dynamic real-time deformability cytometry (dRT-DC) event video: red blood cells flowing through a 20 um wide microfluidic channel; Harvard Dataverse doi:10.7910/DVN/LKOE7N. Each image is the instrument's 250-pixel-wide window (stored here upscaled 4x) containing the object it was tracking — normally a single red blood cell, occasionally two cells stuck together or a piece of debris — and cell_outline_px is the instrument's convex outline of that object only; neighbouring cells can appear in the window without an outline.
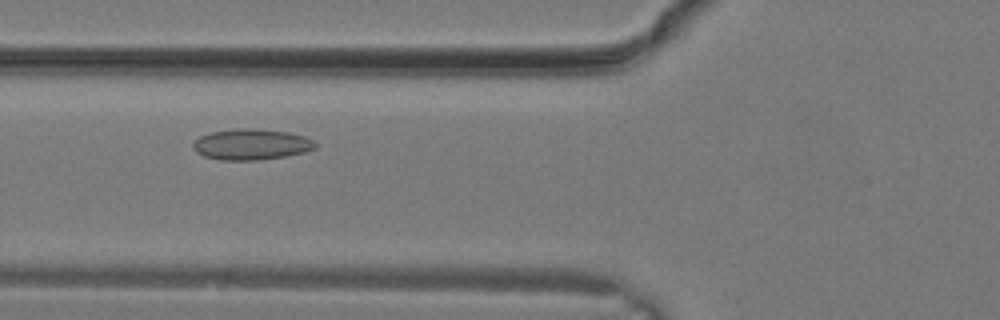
{"species": "common noctule bat (a hibernating species)", "species_latin": "Nyctalus noctula", "temperature_condition": "warm", "stored_images_in_passage": 22, "camera_frame_rate_fps": 3000, "um_per_image_px": 0.085, "animal": {"sex": "male", "body_mass_g": 19.2, "forearm_length_mm": 51.8}, "frame": {"image": 1, "passage_image": 4, "time_ms": 1.0, "image_size_px": [1000, 320], "cell_outline_px": [[316, 148], [304, 152], [284, 156], [256, 160], [220, 160], [204, 156], [196, 152], [192, 148], [192, 144], [200, 136], [212, 132], [240, 128], [248, 128], [288, 132], [304, 136], [312, 140], [316, 144]], "centroid_in_image_um": [21.34, 12.28], "position_along_channel_um": 104.5, "area_um2": 21.79}}
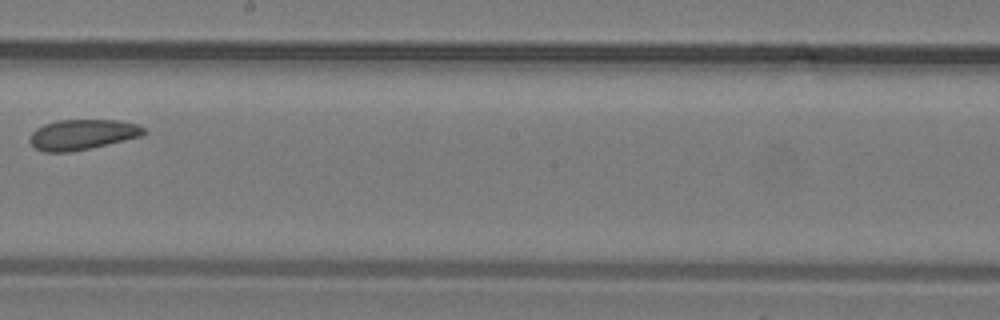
{"frame": {"image": 2, "passage_image": 10, "time_ms": 3.0, "image_size_px": [1000, 320], "cell_outline_px": [[148, 132], [140, 136], [124, 140], [72, 152], [44, 152], [36, 148], [28, 140], [32, 132], [36, 128], [44, 124], [56, 120], [120, 120], [136, 124], [144, 128]], "centroid_in_image_um": [6.98, 11.43], "position_along_channel_um": 241.2, "area_um2": 20.11}}
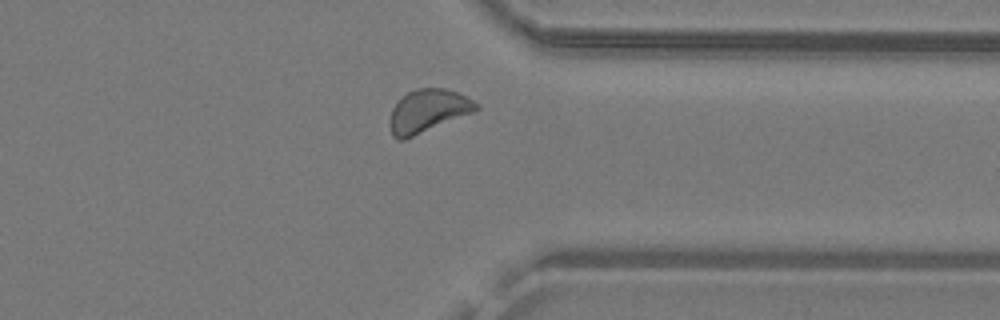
{"frame": {"image": 3, "passage_image": 16, "time_ms": 5.0, "image_size_px": [1000, 320], "cell_outline_px": [[480, 108], [472, 112], [404, 140], [400, 140], [392, 136], [388, 124], [388, 120], [392, 108], [408, 92], [416, 88], [444, 88], [456, 92], [480, 104]], "centroid_in_image_um": [36.33, 9.44], "position_along_channel_um": 375.1, "area_um2": 21.39}}